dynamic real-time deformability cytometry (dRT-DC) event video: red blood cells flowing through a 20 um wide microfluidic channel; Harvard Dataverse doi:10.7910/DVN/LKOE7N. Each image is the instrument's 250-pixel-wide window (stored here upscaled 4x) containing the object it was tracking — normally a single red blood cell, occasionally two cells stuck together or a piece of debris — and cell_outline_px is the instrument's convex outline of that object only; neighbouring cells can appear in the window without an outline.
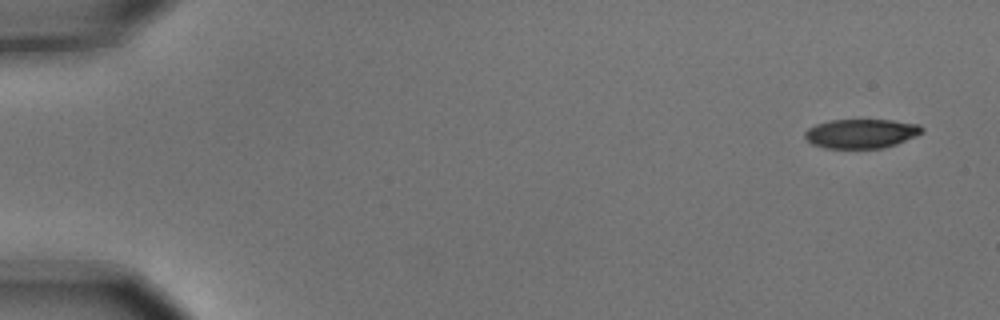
{"species": "common noctule bat (a hibernating species)", "species_latin": "Nyctalus noctula", "temperature_condition": "cold", "stored_images_in_passage": 5, "camera_frame_rate_fps": 3000, "um_per_image_px": 0.085, "animal": {"sex": "male", "body_mass_g": 15.6}, "frame": {"image": 1, "passage_image": 1, "time_ms": 0.0, "image_size_px": [1000, 320], "cell_outline_px": [[924, 132], [916, 136], [896, 144], [880, 148], [824, 148], [812, 144], [804, 136], [804, 132], [808, 128], [816, 124], [828, 120], [892, 120], [920, 124], [924, 128]], "centroid_in_image_um": [73.21, 11.34], "position_along_channel_um": 11.8, "area_um2": 20.06}}
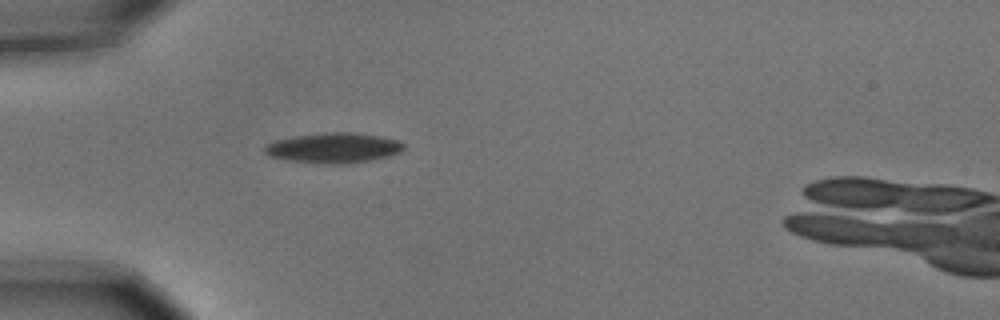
{"frame": {"image": 2, "passage_image": 5, "time_ms": 1.333, "image_size_px": [1000, 320], "cell_outline_px": [[404, 148], [400, 152], [388, 156], [368, 160], [344, 164], [320, 164], [284, 160], [268, 156], [264, 152], [264, 148], [268, 144], [276, 140], [296, 136], [324, 132], [352, 132], [380, 136], [396, 140], [404, 144]], "centroid_in_image_um": [28.32, 12.58], "position_along_channel_um": 56.7, "area_um2": 24.45}}